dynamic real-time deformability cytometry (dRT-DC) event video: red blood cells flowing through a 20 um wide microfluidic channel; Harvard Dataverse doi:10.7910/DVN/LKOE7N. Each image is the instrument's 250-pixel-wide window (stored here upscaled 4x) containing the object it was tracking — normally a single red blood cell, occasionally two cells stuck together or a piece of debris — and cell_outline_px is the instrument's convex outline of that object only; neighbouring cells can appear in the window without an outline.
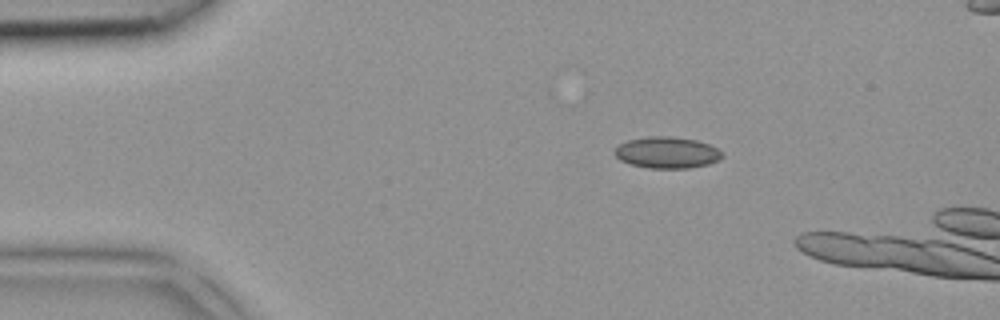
{"species": "common noctule bat (a hibernating species)", "species_latin": "Nyctalus noctula", "temperature_condition": "room temperature", "stored_images_in_passage": 2, "camera_frame_rate_fps": 3000, "um_per_image_px": 0.085, "animal": {"sex": "female", "body_mass_g": 18.4}, "frame": {"image": 1, "passage_image": 1, "time_ms": 0.0, "image_size_px": [1000, 320], "cell_outline_px": [[724, 156], [720, 160], [708, 164], [688, 168], [648, 168], [628, 164], [620, 160], [612, 152], [620, 144], [628, 140], [648, 136], [668, 136], [696, 140], [708, 144], [724, 152]], "centroid_in_image_um": [56.69, 12.97], "position_along_channel_um": 28.3, "area_um2": 19.83}}